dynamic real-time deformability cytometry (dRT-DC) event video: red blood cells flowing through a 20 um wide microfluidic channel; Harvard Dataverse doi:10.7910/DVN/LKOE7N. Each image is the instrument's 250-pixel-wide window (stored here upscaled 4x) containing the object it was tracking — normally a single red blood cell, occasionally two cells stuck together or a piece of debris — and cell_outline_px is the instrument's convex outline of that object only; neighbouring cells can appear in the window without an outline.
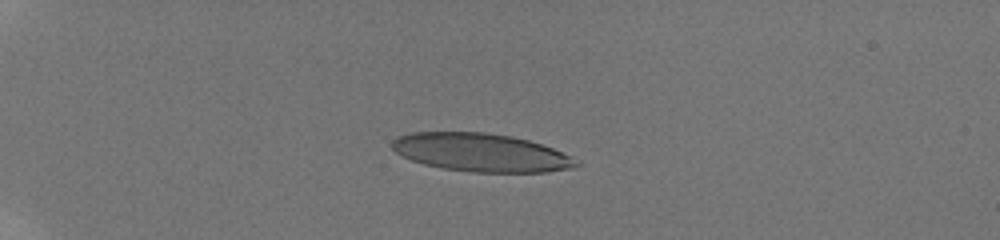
{"species": "human", "species_latin": "Homo sapiens", "temperature_condition": "room temperature", "stored_images_in_passage": 37, "camera_frame_rate_fps": 3000, "um_per_image_px": 0.085, "donor": {"sex": "male"}, "frame": {"image": 1, "passage_image": 9, "time_ms": 5.333, "image_size_px": [1000, 240], "cell_outline_px": [[584, 164], [576, 168], [544, 172], [472, 172], [444, 168], [424, 164], [412, 160], [396, 152], [392, 148], [392, 140], [396, 136], [412, 132], [484, 132], [512, 136], [528, 140], [552, 148]], "centroid_in_image_um": [40.89, 12.96], "position_along_channel_um": 44.1, "area_um2": 40.92}}
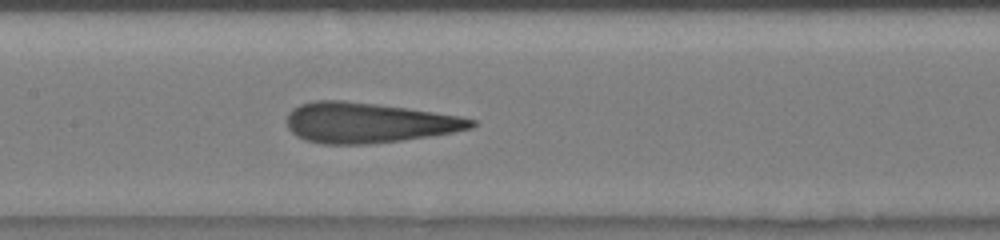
{"frame": {"image": 2, "passage_image": 19, "time_ms": 10.333, "image_size_px": [1000, 240], "cell_outline_px": [[476, 124], [472, 128], [452, 132], [428, 136], [400, 140], [368, 144], [324, 144], [304, 140], [296, 136], [288, 128], [288, 112], [292, 108], [300, 104], [312, 100], [344, 100], [408, 108], [460, 116], [476, 120]], "centroid_in_image_um": [31.27, 10.42], "position_along_channel_um": 176.1, "area_um2": 43.23}}
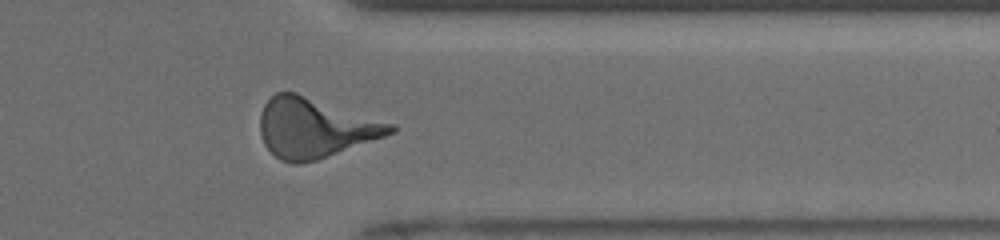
{"frame": {"image": 3, "passage_image": 31, "time_ms": 15.667, "image_size_px": [1000, 240], "cell_outline_px": [[396, 132], [316, 160], [300, 164], [296, 164], [280, 160], [264, 144], [260, 136], [260, 112], [264, 104], [276, 92], [296, 92], [396, 124]], "centroid_in_image_um": [26.76, 10.86], "position_along_channel_um": 384.6, "area_um2": 45.26}, "authors_computed_cell_mechanics": {"area_um2": 42.3096, "velocity_mm_per_s": 3.9478, "shape_relaxation_time_tau1_ms": 6.2876, "shape_relaxation_time_tau2_ms": 1.0282, "deformation_change_tau1": 0.2358, "deformation_change_tau2": 0.1105}}